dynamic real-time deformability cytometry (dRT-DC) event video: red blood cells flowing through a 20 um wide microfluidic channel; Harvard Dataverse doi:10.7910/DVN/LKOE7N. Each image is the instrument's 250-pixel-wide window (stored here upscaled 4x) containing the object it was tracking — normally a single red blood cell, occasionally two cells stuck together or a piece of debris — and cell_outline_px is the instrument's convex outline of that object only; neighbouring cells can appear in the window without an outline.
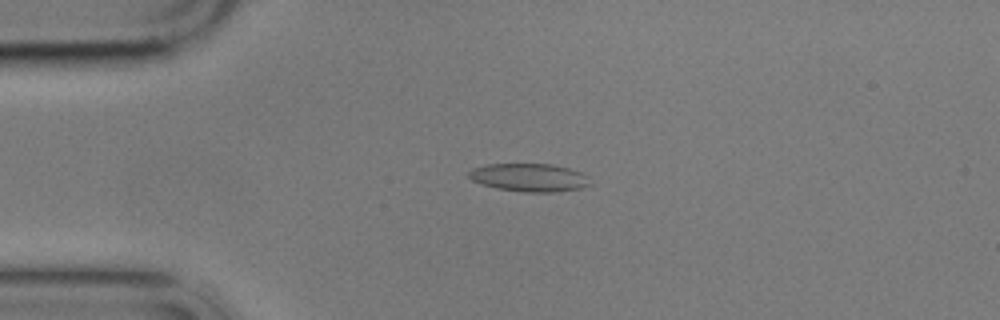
{"species": "common noctule bat (a hibernating species)", "species_latin": "Nyctalus noctula", "temperature_condition": "cold", "stored_images_in_passage": 4, "camera_frame_rate_fps": 3000, "um_per_image_px": 0.085, "animal": {"sex": "male", "body_mass_g": 17.9}, "frame": {"image": 1, "passage_image": 2, "time_ms": 1.0, "image_size_px": [1000, 320], "cell_outline_px": [[592, 184], [580, 188], [556, 192], [524, 192], [496, 188], [472, 180], [468, 176], [468, 172], [472, 168], [484, 164], [552, 164], [584, 172], [588, 176]], "centroid_in_image_um": [45.02, 15.08], "position_along_channel_um": 40.0, "area_um2": 20.0}}
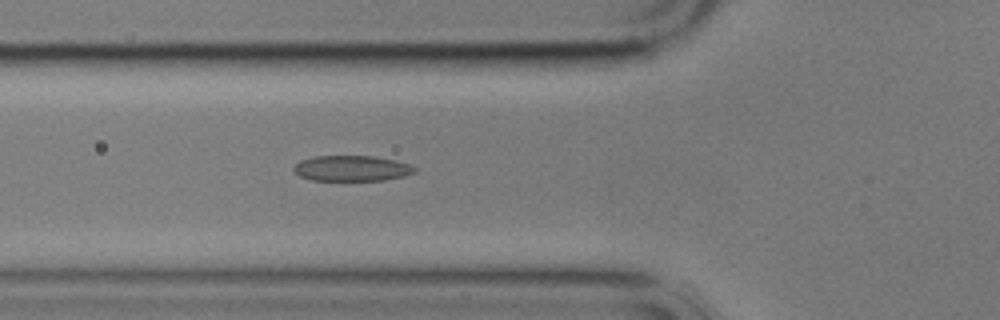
{"frame": {"image": 2, "passage_image": 4, "time_ms": 3.333, "image_size_px": [1000, 320], "cell_outline_px": [[416, 172], [404, 176], [384, 180], [312, 180], [300, 176], [292, 168], [300, 160], [312, 156], [372, 156], [396, 160], [408, 164], [416, 168]], "centroid_in_image_um": [29.9, 14.3], "position_along_channel_um": 95.9, "area_um2": 17.98}}